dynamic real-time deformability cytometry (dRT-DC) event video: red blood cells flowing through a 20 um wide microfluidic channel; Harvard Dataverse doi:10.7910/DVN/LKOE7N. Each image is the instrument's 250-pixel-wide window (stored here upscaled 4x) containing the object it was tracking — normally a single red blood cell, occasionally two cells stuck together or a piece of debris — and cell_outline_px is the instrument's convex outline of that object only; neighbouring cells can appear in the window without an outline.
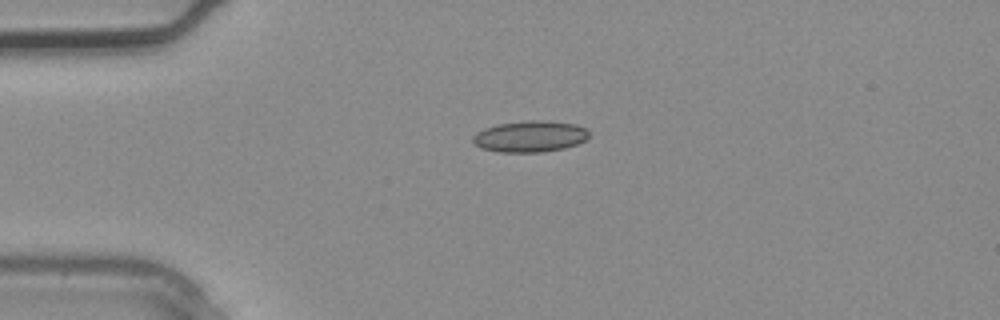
{"species": "common noctule bat (a hibernating species)", "species_latin": "Nyctalus noctula", "temperature_condition": "warm", "stored_images_in_passage": 1, "camera_frame_rate_fps": 3000, "um_per_image_px": 0.085, "animal": {"sex": "male", "body_mass_g": 20.4}, "frame": {"image": 1, "passage_image": 1, "time_ms": 0.0, "image_size_px": [1000, 320], "cell_outline_px": [[588, 136], [584, 140], [576, 144], [564, 148], [544, 152], [500, 152], [480, 148], [472, 140], [472, 136], [476, 132], [484, 128], [496, 124], [532, 120], [544, 120], [576, 124], [584, 128], [588, 132]], "centroid_in_image_um": [45.02, 11.59], "position_along_channel_um": 40.0, "area_um2": 21.15}}